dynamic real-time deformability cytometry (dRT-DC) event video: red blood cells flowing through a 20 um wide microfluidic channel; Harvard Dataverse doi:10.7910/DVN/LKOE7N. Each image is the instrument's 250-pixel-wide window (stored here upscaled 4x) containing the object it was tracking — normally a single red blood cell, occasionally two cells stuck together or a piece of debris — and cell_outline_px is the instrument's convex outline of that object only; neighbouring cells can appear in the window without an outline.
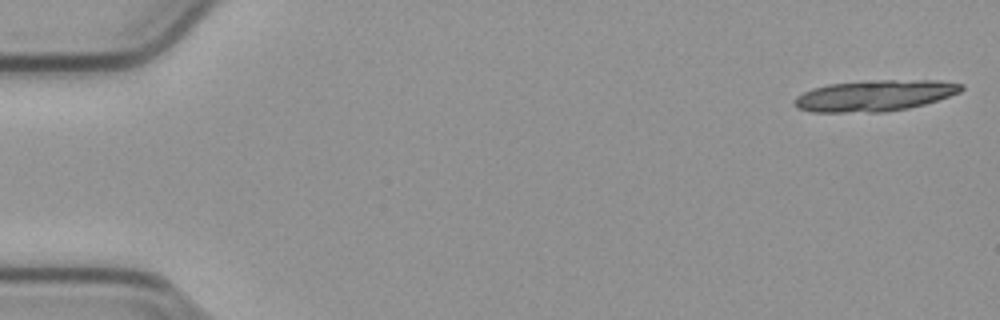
{"species": "common noctule bat (a hibernating species)", "species_latin": "Nyctalus noctula", "temperature_condition": "cold", "stored_images_in_passage": 19, "camera_frame_rate_fps": 3000, "um_per_image_px": 0.085, "animal": {"sex": "male", "body_mass_g": 23.1, "forearm_length_mm": 52.7}, "frame": {"image": 1, "passage_image": 1, "time_ms": 0.0, "image_size_px": [1000, 320], "cell_outline_px": [[964, 88], [960, 92], [924, 104], [908, 108], [888, 112], [812, 112], [796, 108], [792, 100], [796, 96], [812, 88], [828, 84], [876, 80], [940, 80], [964, 84]], "centroid_in_image_um": [74.33, 8.13], "position_along_channel_um": 10.7, "area_um2": 30.4}}